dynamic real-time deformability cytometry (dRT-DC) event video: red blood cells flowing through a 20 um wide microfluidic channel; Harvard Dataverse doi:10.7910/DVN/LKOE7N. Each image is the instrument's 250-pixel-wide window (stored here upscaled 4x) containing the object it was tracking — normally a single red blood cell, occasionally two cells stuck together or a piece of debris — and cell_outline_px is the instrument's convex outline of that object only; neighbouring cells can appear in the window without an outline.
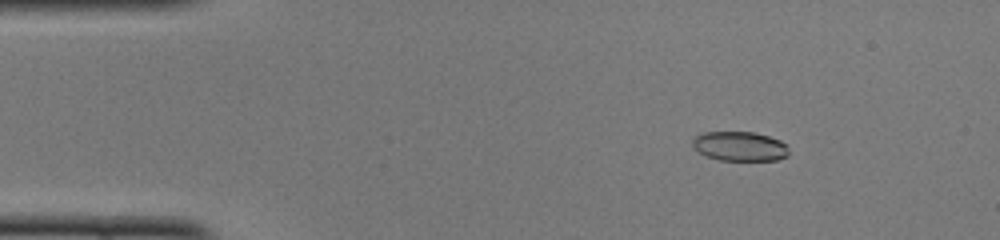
{"species": "common noctule bat (a hibernating species)", "species_latin": "Nyctalus noctula", "temperature_condition": "cold", "stored_images_in_passage": 50, "camera_frame_rate_fps": 3000, "um_per_image_px": 0.085, "animal": {"sex": "female", "body_mass_g": 22.0, "forearm_length_mm": 56.7}, "frame": {"image": 1, "passage_image": 7, "time_ms": 2.0, "image_size_px": [1000, 240], "cell_outline_px": [[788, 156], [776, 160], [720, 160], [708, 156], [692, 148], [692, 140], [696, 136], [704, 132], [756, 132], [780, 140], [788, 148]], "centroid_in_image_um": [62.88, 12.43], "position_along_channel_um": 22.1, "area_um2": 16.47}}
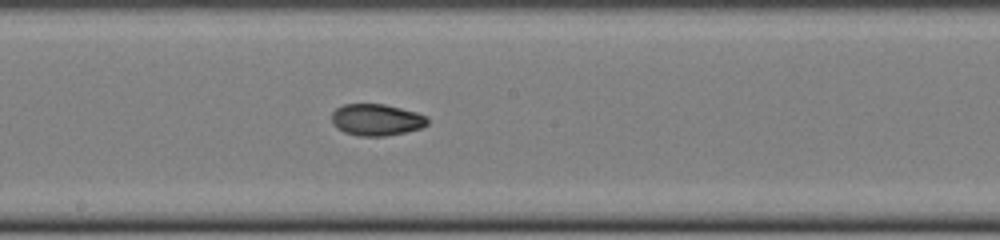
{"frame": {"image": 2, "passage_image": 27, "time_ms": 8.667, "image_size_px": [1000, 240], "cell_outline_px": [[428, 124], [420, 128], [404, 132], [384, 136], [360, 136], [344, 132], [336, 128], [332, 124], [332, 112], [336, 108], [344, 104], [384, 104], [416, 112], [428, 116]], "centroid_in_image_um": [31.98, 10.18], "position_along_channel_um": 216.2, "area_um2": 17.69}}
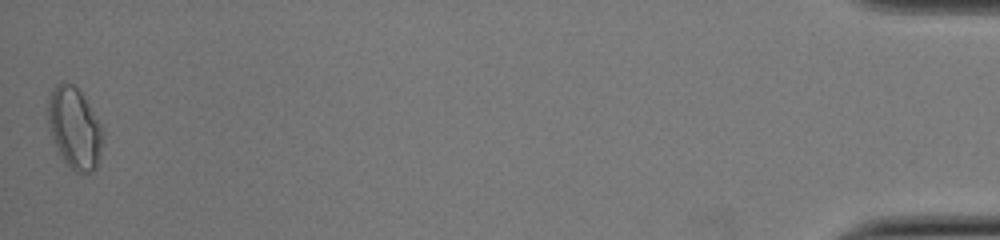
{"frame": {"image": 3, "passage_image": 50, "time_ms": 16.333, "image_size_px": [1000, 240], "cell_outline_px": [[104, 140], [96, 168], [92, 172], [80, 176], [64, 160], [56, 144], [48, 120], [48, 96], [56, 84], [60, 80], [64, 80], [72, 84], [80, 92], [104, 128]], "centroid_in_image_um": [6.38, 10.88], "position_along_channel_um": 428.8, "area_um2": 25.95}, "authors_computed_cell_mechanics": {"area_um2": 17.8024, "velocity_mm_per_s": 3.9982, "shape_relaxation_time_tau1_ms": 5.1125, "shape_relaxation_time_tau2_ms": 2.0325, "deformation_change_tau1": 0.1447, "deformation_change_tau2": 0.0452}}